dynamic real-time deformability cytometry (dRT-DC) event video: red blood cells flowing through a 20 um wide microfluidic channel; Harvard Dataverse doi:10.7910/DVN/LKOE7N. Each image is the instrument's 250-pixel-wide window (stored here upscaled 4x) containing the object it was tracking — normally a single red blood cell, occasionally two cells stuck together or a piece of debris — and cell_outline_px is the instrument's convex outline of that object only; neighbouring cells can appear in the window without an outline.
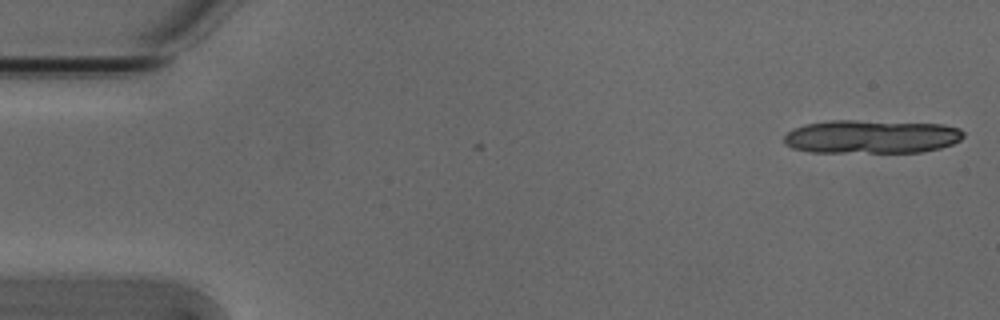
{"species": "Egyptian fruit bat (a non-hibernating species)", "species_latin": "Rousettus aegyptiacus", "temperature_condition": "cold", "stored_images_in_passage": 17, "camera_frame_rate_fps": 3000, "um_per_image_px": 0.085, "animal": {"sex": "male"}, "frame": {"image": 1, "passage_image": 1, "time_ms": 0.0, "image_size_px": [1000, 320], "cell_outline_px": [[964, 136], [960, 140], [952, 144], [940, 148], [920, 152], [808, 152], [792, 148], [784, 144], [784, 136], [792, 128], [804, 124], [832, 120], [852, 120], [940, 124], [960, 128], [964, 132]], "centroid_in_image_um": [74.04, 11.62], "position_along_channel_um": 11.0, "area_um2": 35.2}}